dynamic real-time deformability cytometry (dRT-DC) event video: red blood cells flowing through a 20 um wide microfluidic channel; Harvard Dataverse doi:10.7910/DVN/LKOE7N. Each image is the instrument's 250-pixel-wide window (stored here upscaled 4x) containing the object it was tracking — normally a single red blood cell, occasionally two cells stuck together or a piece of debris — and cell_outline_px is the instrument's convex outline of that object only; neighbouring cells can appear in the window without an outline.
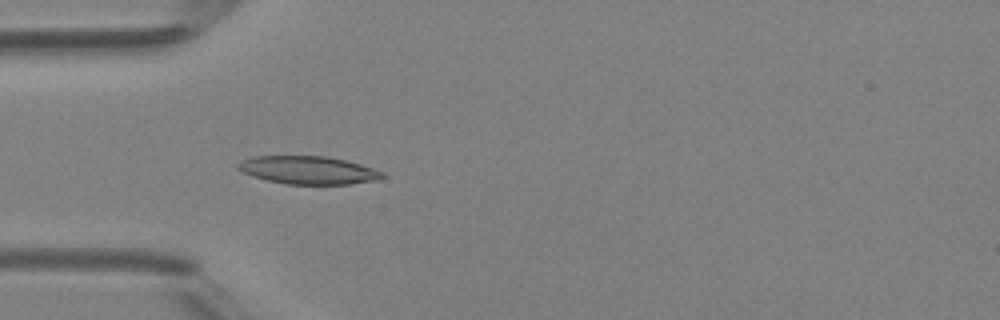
{"species": "Egyptian fruit bat (a non-hibernating species)", "species_latin": "Rousettus aegyptiacus", "temperature_condition": "room temperature", "stored_images_in_passage": 5, "camera_frame_rate_fps": 3000, "um_per_image_px": 0.085, "animal": {"sex": "female"}, "frame": {"image": 1, "passage_image": 5, "time_ms": 4.667, "image_size_px": [1000, 320], "cell_outline_px": [[384, 176], [372, 180], [348, 184], [288, 184], [268, 180], [252, 176], [236, 168], [236, 164], [252, 156], [328, 156], [360, 164], [384, 172]], "centroid_in_image_um": [26.16, 14.45], "position_along_channel_um": 58.8, "area_um2": 23.24}}